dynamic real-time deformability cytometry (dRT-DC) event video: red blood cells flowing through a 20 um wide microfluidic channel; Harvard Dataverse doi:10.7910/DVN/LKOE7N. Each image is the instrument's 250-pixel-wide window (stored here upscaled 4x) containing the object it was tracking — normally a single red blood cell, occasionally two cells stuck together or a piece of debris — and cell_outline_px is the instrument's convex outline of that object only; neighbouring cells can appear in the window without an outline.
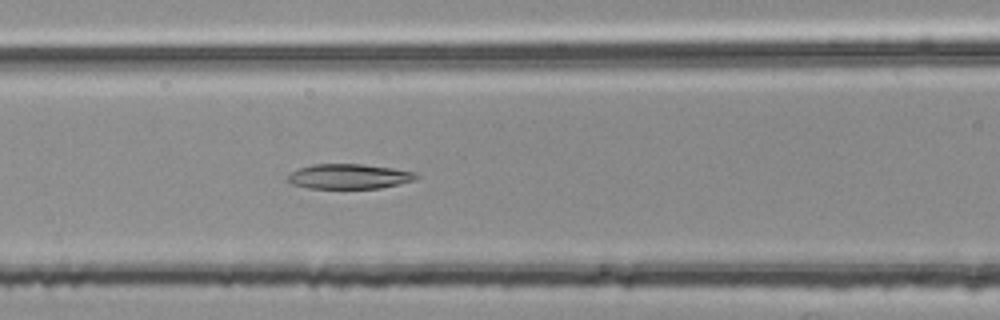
{"species": "common noctule bat (a hibernating species)", "species_latin": "Nyctalus noctula", "temperature_condition": "room temperature", "stored_images_in_passage": 37, "camera_frame_rate_fps": 3000, "um_per_image_px": 0.085, "animal": {"sex": "female", "body_mass_g": 25.1}, "frame": {"image": 1, "passage_image": 7, "time_ms": 2.0, "image_size_px": [1000, 320], "cell_outline_px": [[420, 176], [412, 180], [400, 184], [380, 188], [308, 188], [292, 184], [288, 180], [288, 176], [292, 172], [300, 168], [312, 164], [360, 164], [392, 168], [416, 172]], "centroid_in_image_um": [29.69, 14.99], "position_along_channel_um": 136.9, "area_um2": 18.5}}
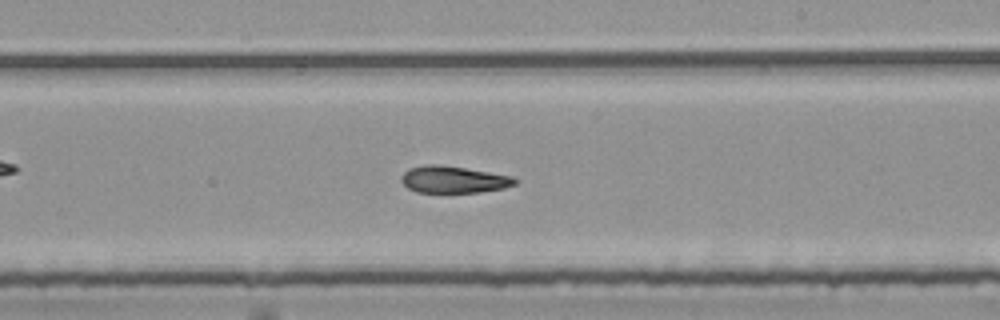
{"frame": {"image": 2, "passage_image": 16, "time_ms": 5.0, "image_size_px": [1000, 320], "cell_outline_px": [[516, 184], [504, 188], [480, 192], [416, 192], [408, 188], [400, 180], [400, 176], [408, 168], [424, 164], [436, 164], [464, 168], [512, 176], [516, 180]], "centroid_in_image_um": [38.5, 15.26], "position_along_channel_um": 250.5, "area_um2": 17.74}}
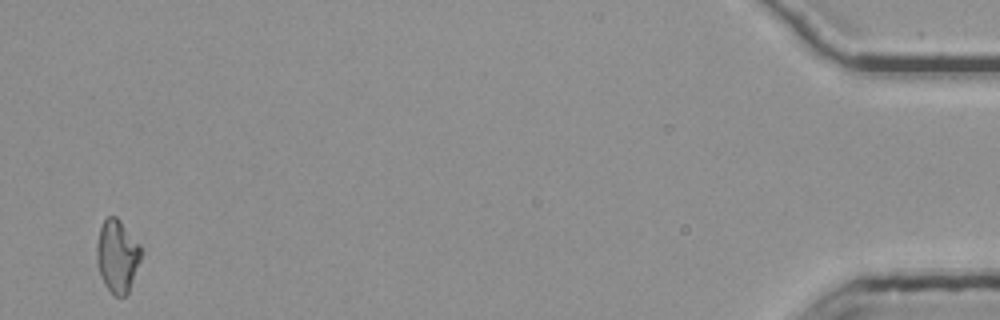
{"frame": {"image": 3, "passage_image": 37, "time_ms": 12.0, "image_size_px": [1000, 320], "cell_outline_px": [[144, 252], [128, 292], [124, 296], [116, 296], [104, 284], [100, 276], [96, 264], [96, 244], [100, 228], [104, 220], [108, 216], [116, 216], [120, 220], [140, 244]], "centroid_in_image_um": [9.97, 21.74], "position_along_channel_um": 425.2, "area_um2": 19.02}, "authors_computed_cell_mechanics": {"area_um2": 18.6116, "velocity_mm_per_s": 3.8005, "shape_relaxation_time_tau1_ms": null, "shape_relaxation_time_tau2_ms": 10.5106, "deformation_change_tau1": null, "deformation_change_tau2": 0.1981}}